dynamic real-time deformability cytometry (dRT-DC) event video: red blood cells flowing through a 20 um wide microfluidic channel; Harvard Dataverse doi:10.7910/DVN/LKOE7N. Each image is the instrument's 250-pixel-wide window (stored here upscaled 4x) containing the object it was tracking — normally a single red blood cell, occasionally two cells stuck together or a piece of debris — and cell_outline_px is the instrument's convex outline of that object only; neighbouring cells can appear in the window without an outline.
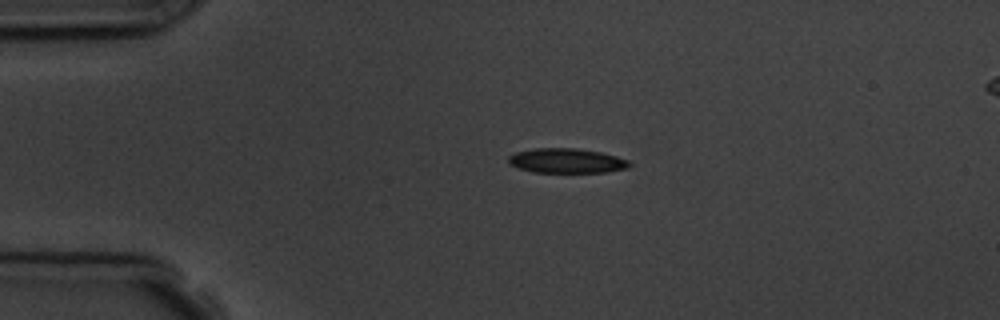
{"species": "common noctule bat (a hibernating species)", "species_latin": "Nyctalus noctula", "temperature_condition": "room temperature", "stored_images_in_passage": 6, "segment_of_instrument_passage": [1, 2], "camera_frame_rate_fps": 3000, "um_per_image_px": 0.085, "animal": {"sex": "male", "body_mass_g": 19.5, "forearm_length_mm": 54.6}, "frame": {"image": 1, "passage_image": 4, "time_ms": 3.667, "image_size_px": [1000, 320], "cell_outline_px": [[632, 164], [628, 168], [608, 172], [532, 172], [516, 168], [508, 164], [508, 156], [516, 152], [536, 148], [576, 148], [600, 152], [616, 156], [628, 160]], "centroid_in_image_um": [48.14, 13.67], "position_along_channel_um": 36.9, "area_um2": 17.51}}